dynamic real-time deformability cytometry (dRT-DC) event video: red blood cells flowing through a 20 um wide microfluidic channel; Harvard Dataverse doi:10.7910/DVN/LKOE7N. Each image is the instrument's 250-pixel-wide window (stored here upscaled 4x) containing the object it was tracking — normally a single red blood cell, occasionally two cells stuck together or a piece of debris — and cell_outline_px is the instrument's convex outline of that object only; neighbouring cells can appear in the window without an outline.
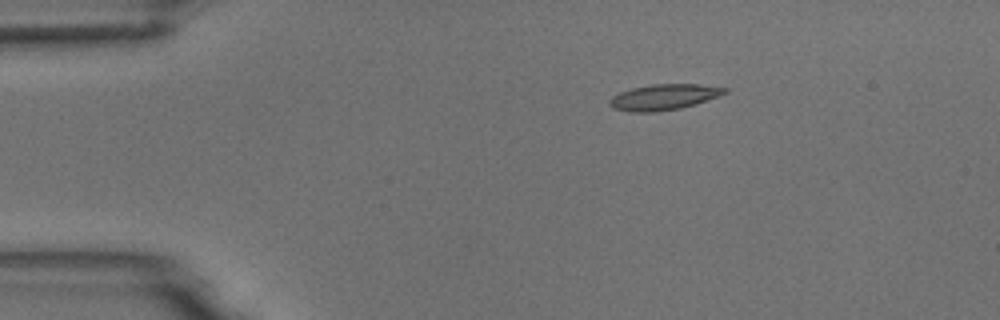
{"species": "common noctule bat (a hibernating species)", "species_latin": "Nyctalus noctula", "temperature_condition": "room temperature", "stored_images_in_passage": 4, "camera_frame_rate_fps": 3000, "um_per_image_px": 0.085, "animal": {"sex": "male", "body_mass_g": 18.8}, "frame": {"image": 1, "passage_image": 2, "time_ms": 2.333, "image_size_px": [1000, 320], "cell_outline_px": [[728, 92], [696, 104], [680, 108], [656, 112], [632, 112], [612, 108], [608, 104], [608, 100], [612, 96], [620, 92], [632, 88], [652, 84], [700, 84], [728, 88]], "centroid_in_image_um": [56.4, 8.25], "position_along_channel_um": 28.6, "area_um2": 17.34}}